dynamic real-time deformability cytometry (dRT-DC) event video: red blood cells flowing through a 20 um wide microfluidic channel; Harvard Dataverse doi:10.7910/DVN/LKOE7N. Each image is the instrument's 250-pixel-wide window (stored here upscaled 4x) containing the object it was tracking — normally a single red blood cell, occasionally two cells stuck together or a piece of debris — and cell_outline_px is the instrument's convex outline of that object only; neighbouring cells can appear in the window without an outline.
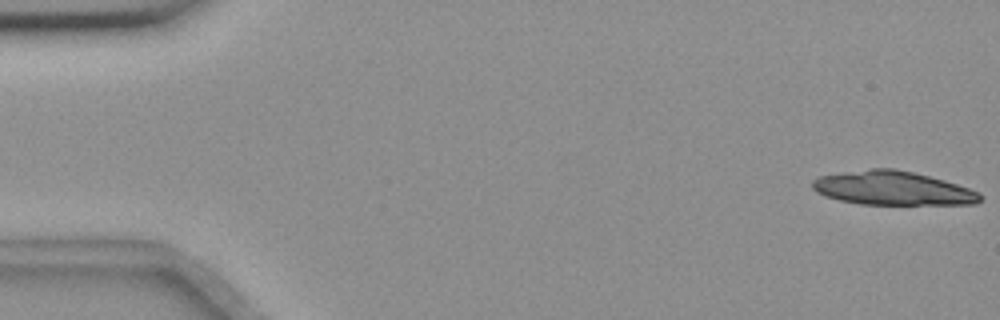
{"species": "common noctule bat (a hibernating species)", "species_latin": "Nyctalus noctula", "temperature_condition": "room temperature", "stored_images_in_passage": 24, "camera_frame_rate_fps": 3000, "um_per_image_px": 0.085, "animal": {"sex": "female", "body_mass_g": 18.4}, "frame": {"image": 1, "passage_image": 1, "time_ms": 0.0, "image_size_px": [1000, 320], "cell_outline_px": [[984, 196], [976, 204], [860, 204], [840, 200], [824, 196], [816, 192], [812, 188], [812, 180], [820, 176], [844, 172], [872, 168], [896, 168], [944, 180], [980, 192]], "centroid_in_image_um": [75.87, 16.0], "position_along_channel_um": 9.1, "area_um2": 33.0}}